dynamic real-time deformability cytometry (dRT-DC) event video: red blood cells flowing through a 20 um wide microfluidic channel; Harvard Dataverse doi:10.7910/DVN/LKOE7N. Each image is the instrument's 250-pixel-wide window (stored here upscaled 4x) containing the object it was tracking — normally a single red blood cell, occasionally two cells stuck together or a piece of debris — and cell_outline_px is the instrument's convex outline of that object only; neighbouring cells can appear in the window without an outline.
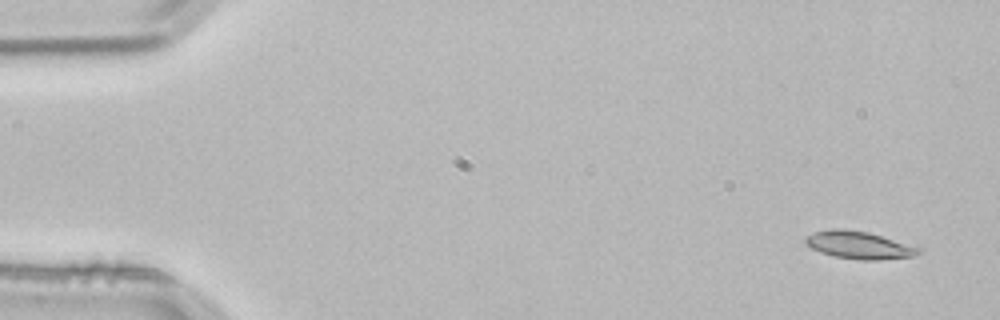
{"species": "common noctule bat (a hibernating species)", "species_latin": "Nyctalus noctula", "temperature_condition": "room temperature", "stored_images_in_passage": 2, "camera_frame_rate_fps": 3000, "um_per_image_px": 0.085, "animal": {"sex": "male", "body_mass_g": 21.5, "forearm_length_mm": 52.0}, "frame": {"image": 1, "passage_image": 2, "time_ms": 0.333, "image_size_px": [1000, 320], "cell_outline_px": [[920, 252], [916, 256], [880, 260], [860, 260], [832, 256], [820, 252], [804, 244], [804, 240], [808, 236], [816, 232], [832, 228], [840, 228], [868, 232], [920, 248]], "centroid_in_image_um": [72.99, 20.84], "position_along_channel_um": 12.0, "area_um2": 18.03}}